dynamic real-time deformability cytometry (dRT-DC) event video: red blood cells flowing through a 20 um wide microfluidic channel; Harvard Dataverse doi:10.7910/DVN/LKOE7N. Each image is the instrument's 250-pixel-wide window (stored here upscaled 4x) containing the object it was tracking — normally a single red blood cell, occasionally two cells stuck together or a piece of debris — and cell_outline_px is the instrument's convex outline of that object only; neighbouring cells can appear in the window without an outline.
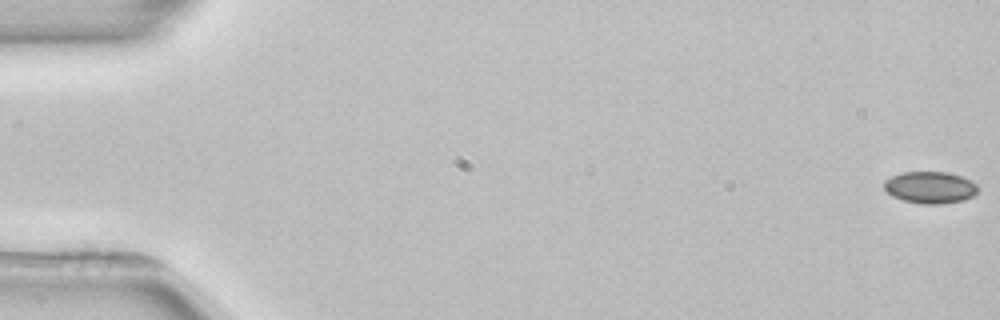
{"species": "common noctule bat (a hibernating species)", "species_latin": "Nyctalus noctula", "temperature_condition": "room temperature", "stored_images_in_passage": 6, "camera_frame_rate_fps": 3000, "um_per_image_px": 0.085, "animal": {"sex": "female", "body_mass_g": 22.7, "forearm_length_mm": 54.2}, "frame": {"image": 1, "passage_image": 1, "time_ms": 0.0, "image_size_px": [1000, 320], "cell_outline_px": [[980, 188], [972, 196], [964, 200], [940, 204], [924, 204], [904, 200], [892, 196], [884, 188], [884, 180], [900, 172], [948, 172], [972, 180]], "centroid_in_image_um": [79.07, 15.92], "position_along_channel_um": 5.9, "area_um2": 17.46}}
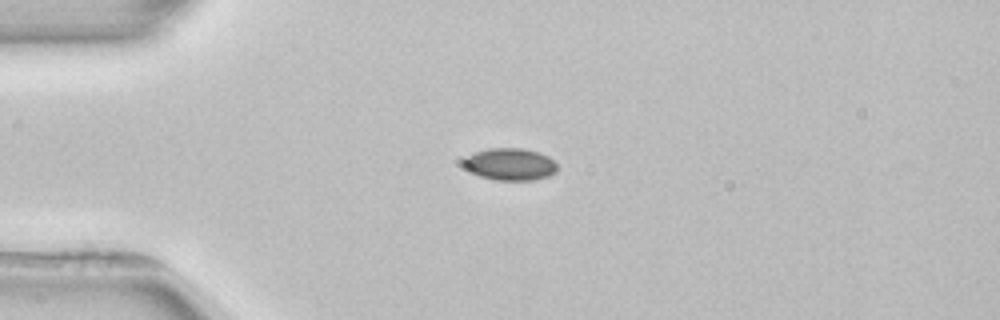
{"frame": {"image": 2, "passage_image": 4, "time_ms": 4.333, "image_size_px": [1000, 320], "cell_outline_px": [[556, 172], [548, 176], [532, 180], [496, 180], [480, 176], [464, 168], [464, 156], [488, 148], [524, 148], [540, 152], [548, 156], [556, 164]], "centroid_in_image_um": [43.35, 13.95], "position_along_channel_um": 41.7, "area_um2": 17.57}}